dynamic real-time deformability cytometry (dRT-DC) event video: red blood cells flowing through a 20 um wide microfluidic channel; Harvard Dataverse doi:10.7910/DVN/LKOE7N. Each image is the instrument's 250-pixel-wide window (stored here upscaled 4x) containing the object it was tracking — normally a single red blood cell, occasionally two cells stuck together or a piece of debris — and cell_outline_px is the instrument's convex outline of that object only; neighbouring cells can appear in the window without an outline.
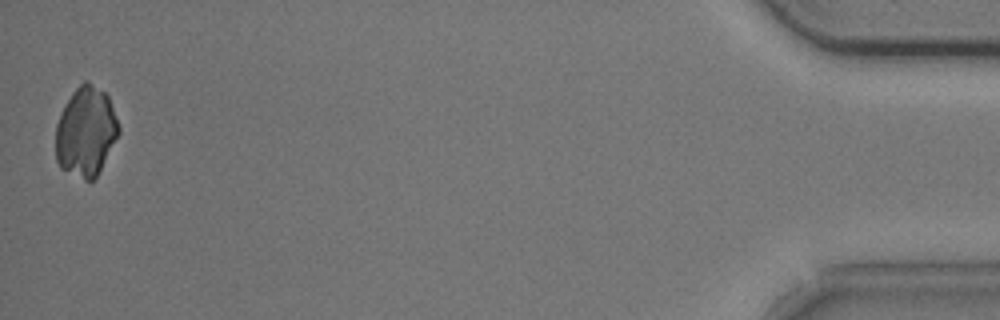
{"species": "common noctule bat (a hibernating species)", "species_latin": "Nyctalus noctula", "temperature_condition": "cold", "stored_images_in_passage": 53, "camera_frame_rate_fps": 3000, "um_per_image_px": 0.085, "animal": {"sex": "male", "body_mass_g": 20.5, "forearm_length_mm": 52.5}, "frame": {"image": 1, "passage_image": 53, "time_ms": 17.333, "image_size_px": [1000, 320], "cell_outline_px": [[120, 132], [96, 176], [92, 180], [84, 180], [60, 168], [56, 160], [56, 124], [60, 112], [72, 92], [84, 80], [88, 80], [104, 92], [108, 96], [120, 128]], "centroid_in_image_um": [7.28, 11.17], "position_along_channel_um": 427.9, "area_um2": 32.77}}